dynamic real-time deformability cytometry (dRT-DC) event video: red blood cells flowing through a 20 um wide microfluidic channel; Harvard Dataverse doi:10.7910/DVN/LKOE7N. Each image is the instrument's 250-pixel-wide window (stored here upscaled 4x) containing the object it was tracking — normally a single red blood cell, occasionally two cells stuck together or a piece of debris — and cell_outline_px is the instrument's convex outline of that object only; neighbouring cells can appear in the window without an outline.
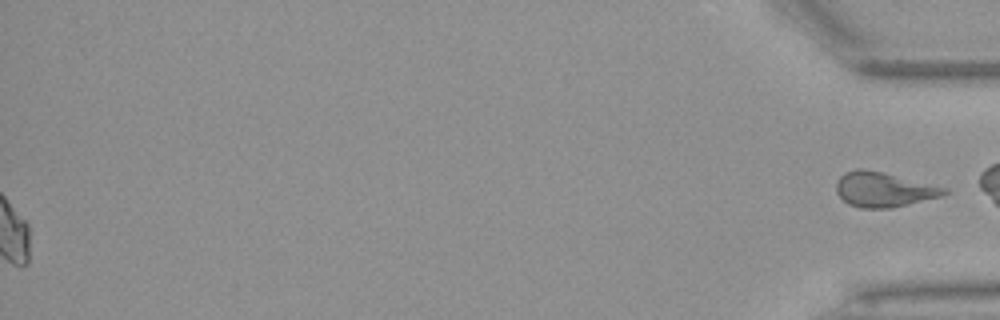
{"species": "Egyptian fruit bat (a non-hibernating species)", "species_latin": "Rousettus aegyptiacus", "temperature_condition": "warm", "stored_images_in_passage": 49, "segment_of_instrument_passage": [2, 2], "camera_frame_rate_fps": 3000, "um_per_image_px": 0.085, "animal": {"sex": "female"}, "frame": {"image": 1, "passage_image": 49, "time_ms": 16.0, "image_size_px": [1000, 320], "cell_outline_px": [[948, 192], [940, 196], [888, 208], [860, 208], [848, 204], [836, 192], [836, 180], [844, 172], [856, 168], [864, 168], [948, 188]], "centroid_in_image_um": [75.04, 16.09], "position_along_channel_um": 360.2, "area_um2": 21.56}}